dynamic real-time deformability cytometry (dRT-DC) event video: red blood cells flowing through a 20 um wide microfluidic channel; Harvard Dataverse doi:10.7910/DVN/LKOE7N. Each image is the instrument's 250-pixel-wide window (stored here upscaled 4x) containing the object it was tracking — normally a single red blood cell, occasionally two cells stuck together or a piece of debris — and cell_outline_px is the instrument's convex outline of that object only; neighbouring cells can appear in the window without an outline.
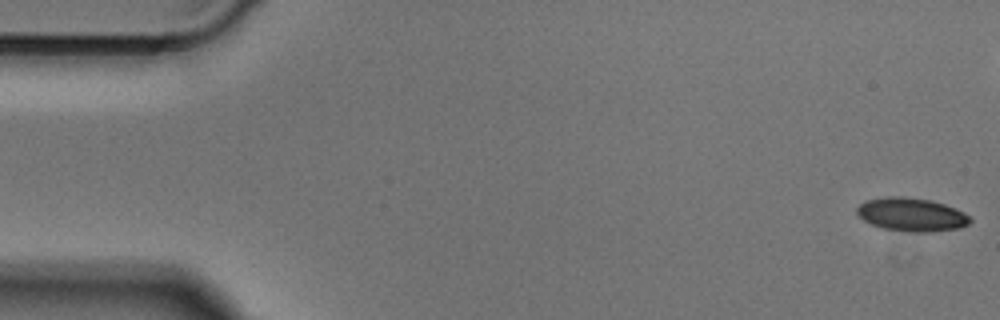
{"species": "Egyptian fruit bat (a non-hibernating species)", "species_latin": "Rousettus aegyptiacus", "temperature_condition": "cold", "stored_images_in_passage": 50, "camera_frame_rate_fps": 3000, "um_per_image_px": 0.085, "animal": {"sex": "male"}, "frame": {"image": 1, "passage_image": 1, "time_ms": 0.0, "image_size_px": [1000, 320], "cell_outline_px": [[972, 220], [968, 224], [960, 228], [932, 232], [912, 232], [884, 228], [872, 224], [864, 220], [856, 212], [856, 208], [864, 200], [888, 196], [904, 196], [932, 200], [956, 208], [972, 216]], "centroid_in_image_um": [77.51, 18.23], "position_along_channel_um": 7.5, "area_um2": 22.25}}
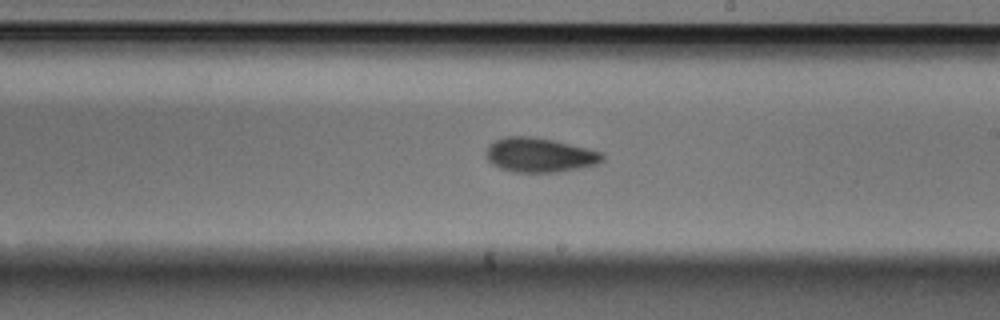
{"frame": {"image": 2, "passage_image": 28, "time_ms": 9.0, "image_size_px": [1000, 320], "cell_outline_px": [[604, 160], [596, 164], [580, 168], [556, 172], [512, 172], [500, 168], [492, 164], [488, 160], [488, 144], [504, 136], [532, 136], [552, 140], [588, 148], [604, 152]], "centroid_in_image_um": [45.89, 13.17], "position_along_channel_um": 243.1, "area_um2": 23.29}}
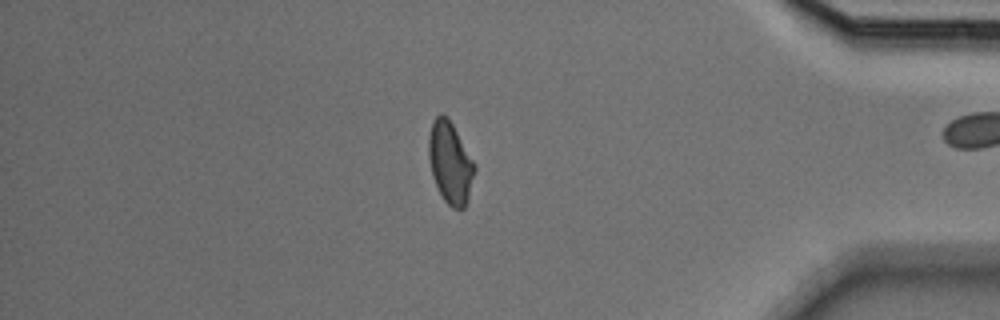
{"frame": {"image": 3, "passage_image": 42, "time_ms": 13.667, "image_size_px": [1000, 320], "cell_outline_px": [[476, 168], [468, 196], [464, 208], [452, 208], [444, 200], [432, 176], [428, 156], [428, 136], [432, 120], [440, 112], [448, 116], [476, 164]], "centroid_in_image_um": [38.25, 13.76], "position_along_channel_um": 396.9, "area_um2": 21.96}}